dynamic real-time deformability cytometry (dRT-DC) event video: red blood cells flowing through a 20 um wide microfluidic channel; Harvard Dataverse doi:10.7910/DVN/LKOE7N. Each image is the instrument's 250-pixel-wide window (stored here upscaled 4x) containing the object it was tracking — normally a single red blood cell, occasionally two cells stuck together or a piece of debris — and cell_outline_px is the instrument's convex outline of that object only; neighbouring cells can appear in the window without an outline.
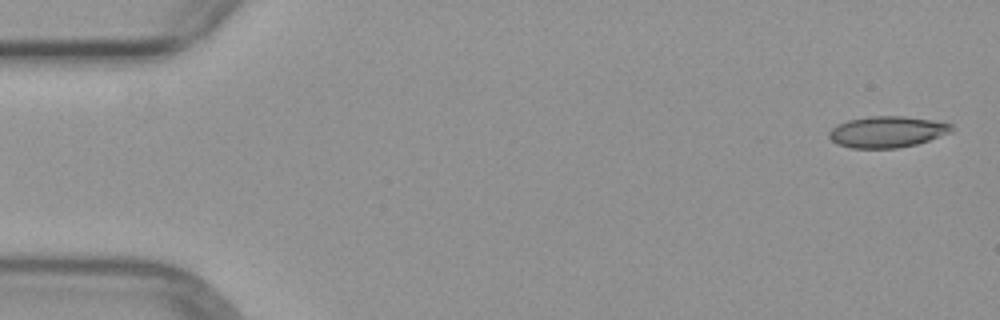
{"species": "common noctule bat (a hibernating species)", "species_latin": "Nyctalus noctula", "temperature_condition": "warm", "stored_images_in_passage": 4, "camera_frame_rate_fps": 3000, "um_per_image_px": 0.085, "animal": {"sex": "female", "body_mass_g": 29.2, "forearm_length_mm": 56.3}, "frame": {"image": 1, "passage_image": 1, "time_ms": 0.0, "image_size_px": [1000, 320], "cell_outline_px": [[952, 128], [948, 132], [928, 140], [916, 144], [896, 148], [852, 148], [836, 144], [828, 136], [828, 132], [836, 124], [848, 120], [868, 116], [904, 116], [932, 120], [952, 124]], "centroid_in_image_um": [75.33, 11.2], "position_along_channel_um": 9.7, "area_um2": 22.14}}
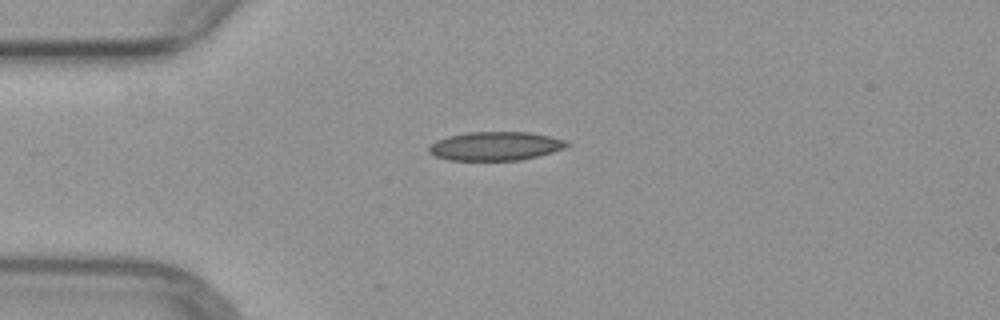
{"frame": {"image": 2, "passage_image": 4, "time_ms": 3.667, "image_size_px": [1000, 320], "cell_outline_px": [[572, 144], [564, 148], [552, 152], [520, 160], [448, 160], [436, 156], [428, 152], [428, 148], [436, 140], [448, 136], [468, 132], [528, 132], [568, 140]], "centroid_in_image_um": [42.12, 12.41], "position_along_channel_um": 42.9, "area_um2": 23.06}}